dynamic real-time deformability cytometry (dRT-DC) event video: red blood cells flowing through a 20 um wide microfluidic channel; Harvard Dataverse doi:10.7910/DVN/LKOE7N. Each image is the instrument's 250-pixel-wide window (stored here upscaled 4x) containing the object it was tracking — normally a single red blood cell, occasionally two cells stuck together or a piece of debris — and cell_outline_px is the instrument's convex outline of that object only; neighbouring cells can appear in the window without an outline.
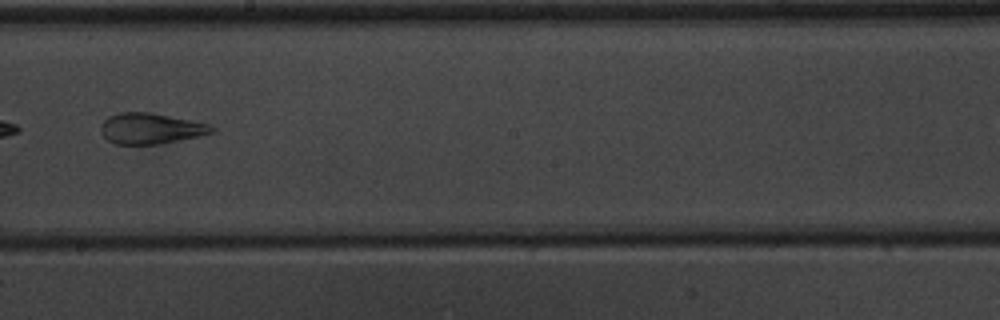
{"species": "common noctule bat (a hibernating species)", "species_latin": "Nyctalus noctula", "temperature_condition": "warm", "stored_images_in_passage": 8, "camera_frame_rate_fps": 3000, "um_per_image_px": 0.085, "animal": {"sex": "male", "body_mass_g": 20.1, "forearm_length_mm": 53.5}, "frame": {"image": 1, "passage_image": 7, "time_ms": 8.0, "image_size_px": [1000, 320], "cell_outline_px": [[216, 132], [200, 136], [160, 144], [116, 144], [108, 140], [100, 132], [100, 124], [108, 116], [120, 112], [148, 112], [212, 124], [216, 128]], "centroid_in_image_um": [12.83, 10.92], "position_along_channel_um": 235.4, "area_um2": 20.11}}
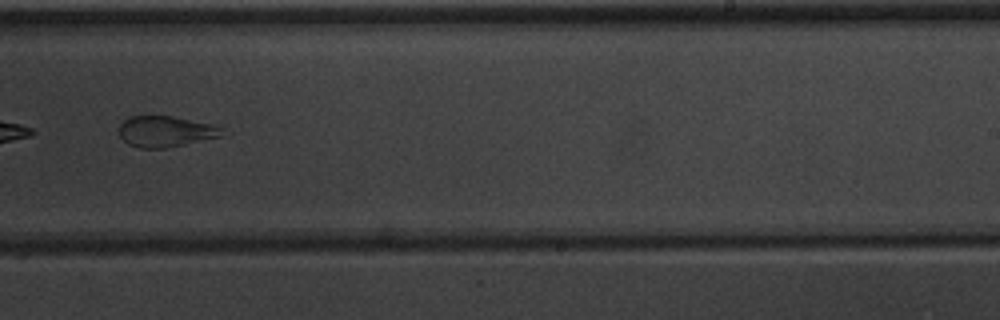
{"frame": {"image": 2, "passage_image": 8, "time_ms": 9.0, "image_size_px": [1000, 320], "cell_outline_px": [[232, 132], [224, 136], [164, 148], [140, 148], [128, 144], [120, 136], [120, 124], [124, 120], [132, 116], [172, 116], [216, 124]], "centroid_in_image_um": [14.2, 11.17], "position_along_channel_um": 274.8, "area_um2": 18.9}}